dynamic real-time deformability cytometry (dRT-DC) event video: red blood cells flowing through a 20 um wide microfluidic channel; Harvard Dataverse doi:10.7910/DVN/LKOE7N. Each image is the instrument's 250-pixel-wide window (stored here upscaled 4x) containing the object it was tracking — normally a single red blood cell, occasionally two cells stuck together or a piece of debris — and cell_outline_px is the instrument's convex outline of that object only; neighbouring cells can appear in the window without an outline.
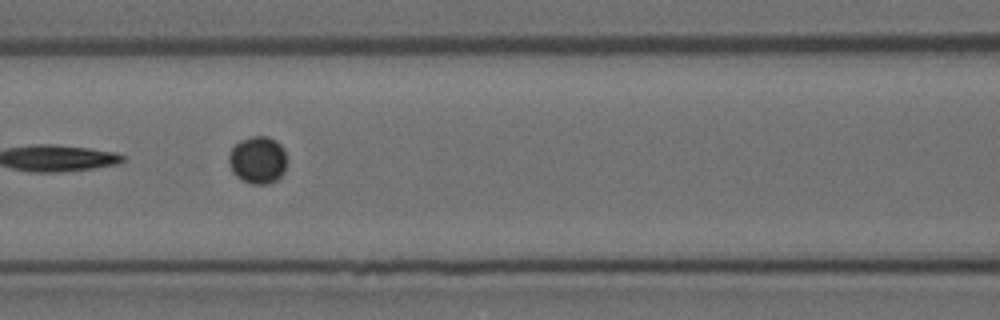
{"species": "Egyptian fruit bat (a non-hibernating species)", "species_latin": "Rousettus aegyptiacus", "temperature_condition": "room temperature", "stored_images_in_passage": 6, "camera_frame_rate_fps": 3000, "um_per_image_px": 0.085, "animal": {"sex": "female"}, "frame": {"image": 1, "passage_image": 3, "time_ms": 0.667, "image_size_px": [1000, 320], "cell_outline_px": [[284, 172], [276, 180], [268, 184], [252, 184], [240, 180], [232, 172], [228, 160], [228, 156], [232, 148], [240, 140], [252, 136], [268, 136], [276, 140], [284, 148]], "centroid_in_image_um": [21.88, 13.6], "position_along_channel_um": 144.7, "area_um2": 16.01}}
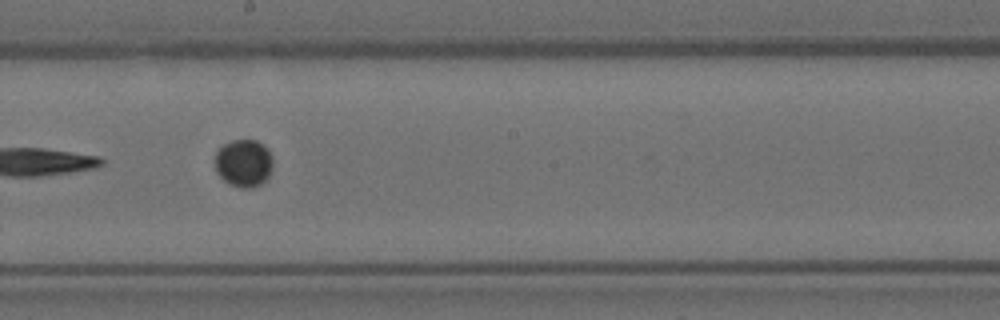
{"frame": {"image": 2, "passage_image": 5, "time_ms": 1.333, "image_size_px": [1000, 320], "cell_outline_px": [[272, 168], [268, 176], [260, 184], [252, 188], [240, 188], [224, 180], [216, 172], [216, 152], [224, 144], [232, 140], [256, 140], [264, 144], [268, 148], [272, 156]], "centroid_in_image_um": [20.73, 13.85], "position_along_channel_um": 227.5, "area_um2": 16.01}}
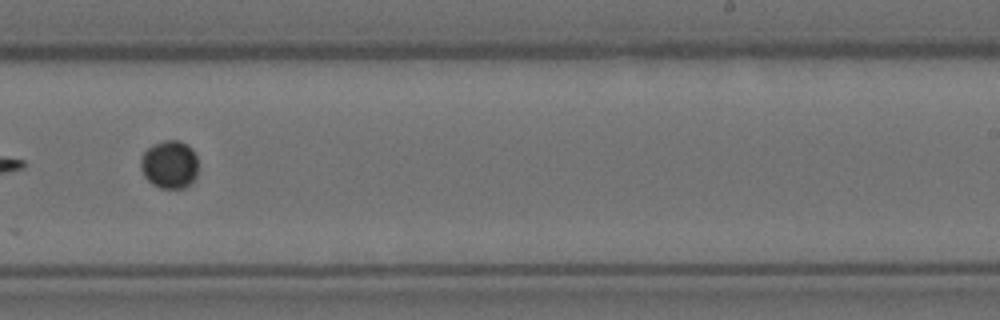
{"frame": {"image": 3, "passage_image": 6, "time_ms": 1.667, "image_size_px": [1000, 320], "cell_outline_px": [[196, 176], [192, 184], [184, 188], [160, 188], [152, 184], [144, 176], [140, 168], [140, 160], [144, 152], [152, 144], [164, 140], [180, 140], [188, 144], [192, 148], [196, 156]], "centroid_in_image_um": [14.4, 13.97], "position_along_channel_um": 274.6, "area_um2": 16.3}}